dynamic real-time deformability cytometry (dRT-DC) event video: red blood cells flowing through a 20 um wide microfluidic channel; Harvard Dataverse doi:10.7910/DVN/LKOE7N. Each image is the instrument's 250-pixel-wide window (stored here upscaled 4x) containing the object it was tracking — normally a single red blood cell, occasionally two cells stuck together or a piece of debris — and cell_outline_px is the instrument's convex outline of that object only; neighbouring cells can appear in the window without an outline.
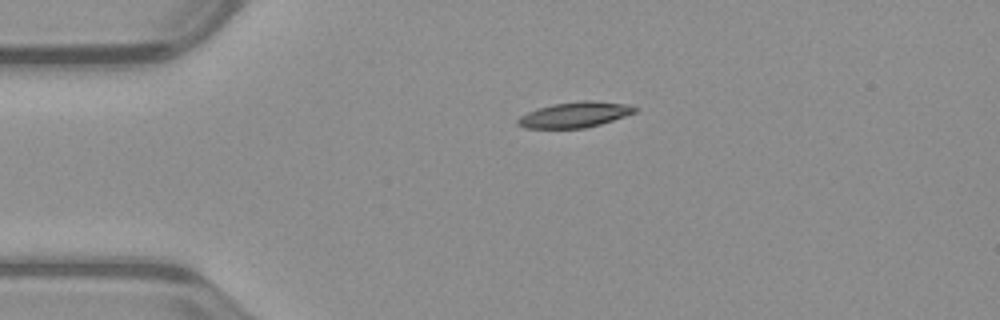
{"species": "common noctule bat (a hibernating species)", "species_latin": "Nyctalus noctula", "temperature_condition": "warm", "stored_images_in_passage": 42, "camera_frame_rate_fps": 3000, "um_per_image_px": 0.085, "animal": {"sex": "male", "body_mass_g": 23.1, "forearm_length_mm": 52.7}, "frame": {"image": 1, "passage_image": 1, "time_ms": 0.0, "image_size_px": [1000, 320], "cell_outline_px": [[640, 108], [636, 112], [600, 124], [584, 128], [524, 128], [516, 124], [516, 120], [520, 116], [536, 108], [552, 104], [580, 100], [592, 100], [632, 104]], "centroid_in_image_um": [48.88, 9.73], "position_along_channel_um": 36.1, "area_um2": 17.69}}
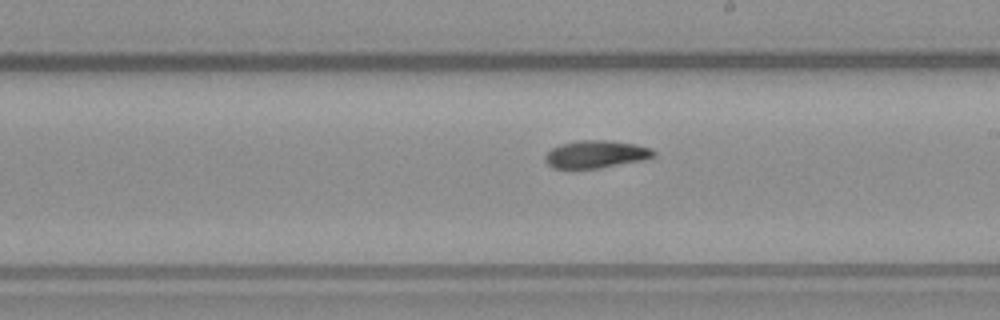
{"frame": {"image": 2, "passage_image": 19, "time_ms": 6.0, "image_size_px": [1000, 320], "cell_outline_px": [[656, 156], [640, 160], [600, 168], [552, 168], [544, 160], [544, 156], [552, 148], [560, 144], [576, 140], [608, 140], [636, 144], [652, 148], [656, 152]], "centroid_in_image_um": [50.65, 13.1], "position_along_channel_um": 238.4, "area_um2": 17.46}}
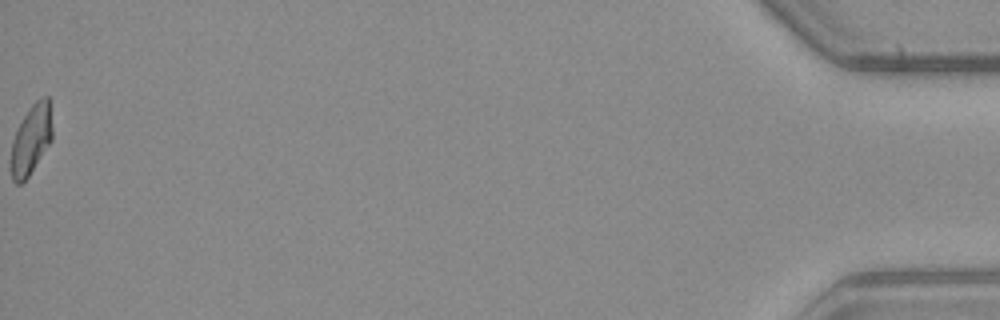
{"frame": {"image": 3, "passage_image": 42, "time_ms": 13.667, "image_size_px": [1000, 320], "cell_outline_px": [[52, 140], [28, 176], [20, 184], [16, 184], [12, 180], [12, 140], [28, 108], [40, 96], [48, 96], [52, 128]], "centroid_in_image_um": [2.66, 11.83], "position_along_channel_um": 432.5, "area_um2": 16.42}, "authors_computed_cell_mechanics": {"area_um2": 17.5712, "velocity_mm_per_s": 3.974, "shape_relaxation_time_tau1_ms": 5.4546, "shape_relaxation_time_tau2_ms": null, "deformation_change_tau1": 0.1698, "deformation_change_tau2": null}}